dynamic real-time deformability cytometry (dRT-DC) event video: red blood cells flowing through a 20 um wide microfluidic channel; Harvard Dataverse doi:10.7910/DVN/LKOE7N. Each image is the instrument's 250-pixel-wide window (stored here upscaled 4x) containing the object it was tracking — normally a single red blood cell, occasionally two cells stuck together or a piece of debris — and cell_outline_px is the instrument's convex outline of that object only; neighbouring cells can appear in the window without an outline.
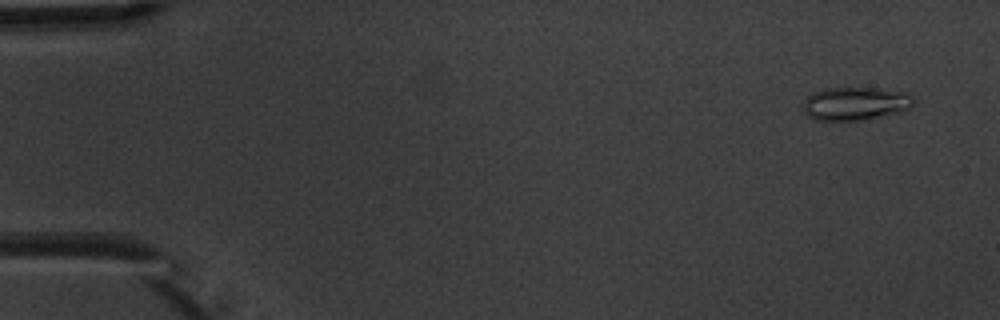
{"species": "common noctule bat (a hibernating species)", "species_latin": "Nyctalus noctula", "temperature_condition": "warm", "stored_images_in_passage": 4, "camera_frame_rate_fps": 3000, "um_per_image_px": 0.085, "animal": {"sex": "male", "body_mass_g": 20.1, "forearm_length_mm": 53.5}, "frame": {"image": 1, "passage_image": 1, "time_ms": 0.0, "image_size_px": [1000, 320], "cell_outline_px": [[916, 100], [912, 108], [900, 112], [864, 120], [812, 120], [804, 112], [804, 100], [812, 92], [824, 88], [876, 88], [908, 92]], "centroid_in_image_um": [72.74, 8.8], "position_along_channel_um": 12.3, "area_um2": 21.73}}
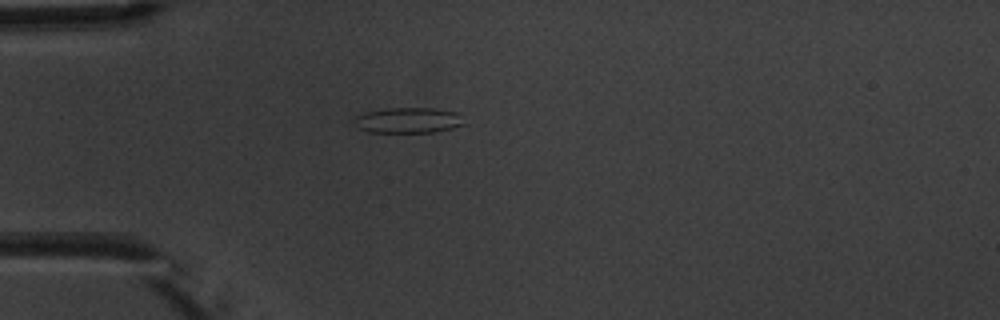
{"frame": {"image": 2, "passage_image": 4, "time_ms": 4.0, "image_size_px": [1000, 320], "cell_outline_px": [[464, 124], [452, 128], [436, 132], [368, 132], [356, 128], [352, 124], [352, 120], [356, 116], [364, 112], [388, 108], [436, 108], [456, 112]], "centroid_in_image_um": [34.6, 10.23], "position_along_channel_um": 50.4, "area_um2": 16.47}}